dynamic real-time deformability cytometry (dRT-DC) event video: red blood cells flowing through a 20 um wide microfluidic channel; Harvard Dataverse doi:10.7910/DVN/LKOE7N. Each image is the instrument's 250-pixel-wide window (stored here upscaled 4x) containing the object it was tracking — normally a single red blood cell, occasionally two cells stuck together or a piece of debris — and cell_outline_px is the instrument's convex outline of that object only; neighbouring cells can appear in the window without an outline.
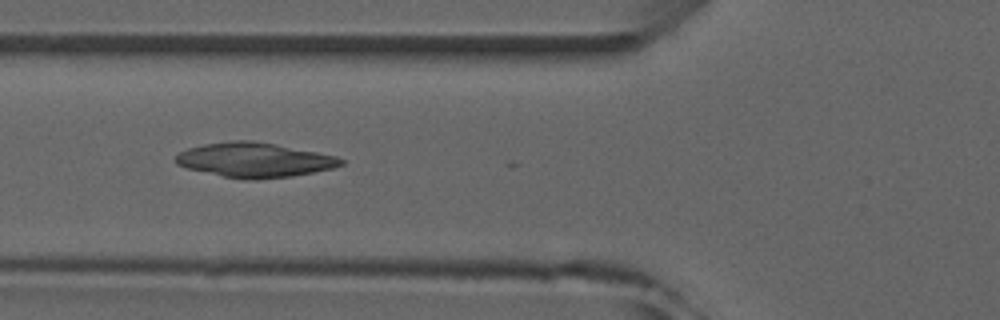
{"species": "common noctule bat (a hibernating species)", "species_latin": "Nyctalus noctula", "temperature_condition": "room temperature", "stored_images_in_passage": 3, "camera_frame_rate_fps": 3000, "um_per_image_px": 0.085, "animal": {"sex": "male", "forearm_length_mm": 52.5}, "frame": {"image": 1, "passage_image": 2, "time_ms": 1.0, "image_size_px": [1000, 320], "cell_outline_px": [[344, 164], [332, 168], [292, 176], [256, 180], [244, 180], [224, 176], [188, 168], [176, 164], [172, 160], [180, 152], [188, 148], [204, 144], [232, 140], [252, 140], [276, 144], [336, 156], [344, 160]], "centroid_in_image_um": [21.61, 13.6], "position_along_channel_um": 104.2, "area_um2": 33.23}}